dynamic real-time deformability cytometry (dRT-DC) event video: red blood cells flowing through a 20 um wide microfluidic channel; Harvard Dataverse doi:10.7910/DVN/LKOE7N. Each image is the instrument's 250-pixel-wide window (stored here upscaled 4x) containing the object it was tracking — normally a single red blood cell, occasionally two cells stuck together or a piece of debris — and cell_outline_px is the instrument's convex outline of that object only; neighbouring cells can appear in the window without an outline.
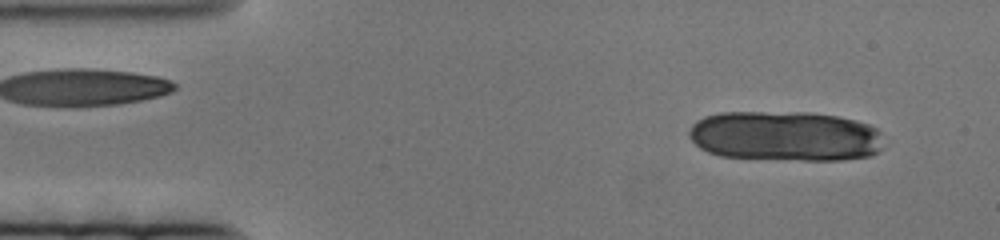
{"species": "human", "species_latin": "Homo sapiens", "temperature_condition": "cold", "stored_images_in_passage": 21, "camera_frame_rate_fps": 3000, "um_per_image_px": 0.085, "donor": {"sex": "female"}, "frame": {"image": 1, "passage_image": 7, "time_ms": 2.0, "image_size_px": [1000, 240], "cell_outline_px": [[880, 148], [876, 152], [868, 156], [840, 160], [804, 160], [720, 156], [708, 152], [700, 148], [688, 136], [688, 132], [692, 124], [696, 120], [704, 116], [720, 112], [812, 112], [836, 116], [856, 120], [868, 124], [876, 128]], "centroid_in_image_um": [66.66, 11.55], "position_along_channel_um": 18.3, "area_um2": 56.7}}